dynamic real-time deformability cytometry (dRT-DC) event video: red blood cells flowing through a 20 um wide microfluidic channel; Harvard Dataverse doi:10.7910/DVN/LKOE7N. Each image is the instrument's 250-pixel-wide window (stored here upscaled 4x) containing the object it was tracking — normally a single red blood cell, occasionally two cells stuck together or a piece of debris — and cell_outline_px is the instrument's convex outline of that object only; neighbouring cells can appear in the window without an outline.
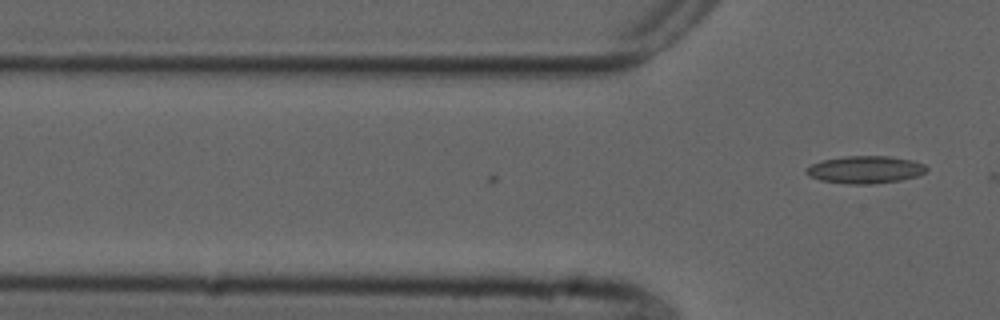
{"species": "common noctule bat (a hibernating species)", "species_latin": "Nyctalus noctula", "temperature_condition": "cold", "stored_images_in_passage": 8, "camera_frame_rate_fps": 3000, "um_per_image_px": 0.085, "animal": {"sex": "male", "forearm_length_mm": 52.5}, "frame": {"image": 1, "passage_image": 8, "time_ms": 2.333, "image_size_px": [1000, 320], "cell_outline_px": [[928, 168], [924, 172], [916, 176], [900, 180], [876, 184], [848, 184], [820, 180], [808, 176], [804, 172], [804, 168], [812, 164], [824, 160], [844, 156], [888, 156], [912, 160], [924, 164]], "centroid_in_image_um": [73.51, 14.42], "position_along_channel_um": 52.3, "area_um2": 19.31}}